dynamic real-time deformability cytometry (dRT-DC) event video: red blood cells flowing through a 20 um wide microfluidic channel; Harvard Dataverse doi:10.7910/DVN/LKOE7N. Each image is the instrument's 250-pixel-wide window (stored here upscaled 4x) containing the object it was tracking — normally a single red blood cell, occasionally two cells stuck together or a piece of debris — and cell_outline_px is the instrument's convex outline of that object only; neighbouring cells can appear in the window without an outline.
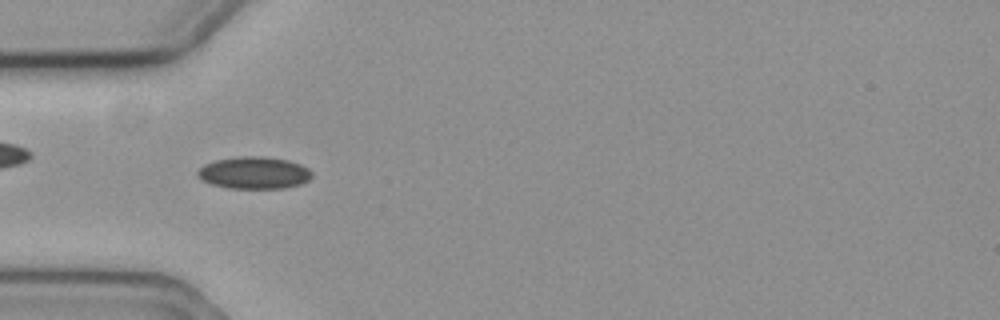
{"species": "common noctule bat (a hibernating species)", "species_latin": "Nyctalus noctula", "temperature_condition": "cold", "stored_images_in_passage": 44, "camera_frame_rate_fps": 3000, "um_per_image_px": 0.085, "animal": {"sex": "female", "body_mass_g": 19.3, "forearm_length_mm": 54.1}, "frame": {"image": 1, "passage_image": 13, "time_ms": 4.0, "image_size_px": [1000, 320], "cell_outline_px": [[312, 176], [308, 180], [300, 184], [284, 188], [228, 188], [212, 184], [200, 180], [196, 176], [196, 172], [204, 164], [216, 160], [240, 156], [264, 156], [288, 160], [300, 164], [308, 168], [312, 172]], "centroid_in_image_um": [21.58, 14.68], "position_along_channel_um": 63.4, "area_um2": 21.5}, "authors_computed_cell_mechanics": {"area_um2": 20.7502, "velocity_mm_per_s": 3.6034, "shape_relaxation_time_tau1_ms": 6.3258, "shape_relaxation_time_tau2_ms": null, "deformation_change_tau1": 0.0573, "deformation_change_tau2": null}}